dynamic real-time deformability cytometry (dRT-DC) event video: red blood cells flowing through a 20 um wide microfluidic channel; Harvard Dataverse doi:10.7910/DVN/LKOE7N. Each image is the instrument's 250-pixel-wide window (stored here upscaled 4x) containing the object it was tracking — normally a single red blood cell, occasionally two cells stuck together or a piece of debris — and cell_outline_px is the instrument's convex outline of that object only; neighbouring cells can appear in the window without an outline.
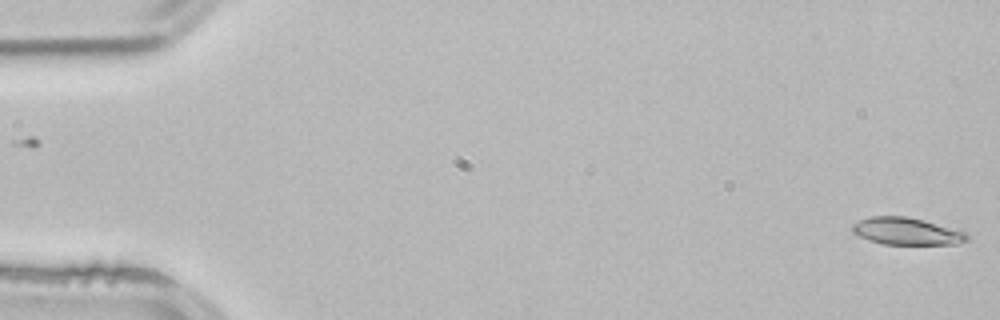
{"species": "common noctule bat (a hibernating species)", "species_latin": "Nyctalus noctula", "temperature_condition": "room temperature", "stored_images_in_passage": 52, "camera_frame_rate_fps": 3000, "um_per_image_px": 0.085, "animal": {"sex": "male", "body_mass_g": 21.5, "forearm_length_mm": 52.0}, "frame": {"image": 1, "passage_image": 1, "time_ms": 0.0, "image_size_px": [1000, 320], "cell_outline_px": [[968, 240], [956, 244], [884, 244], [868, 240], [852, 232], [852, 224], [868, 216], [908, 216], [964, 228], [968, 232]], "centroid_in_image_um": [77.18, 19.63], "position_along_channel_um": 7.8, "area_um2": 18.84}}
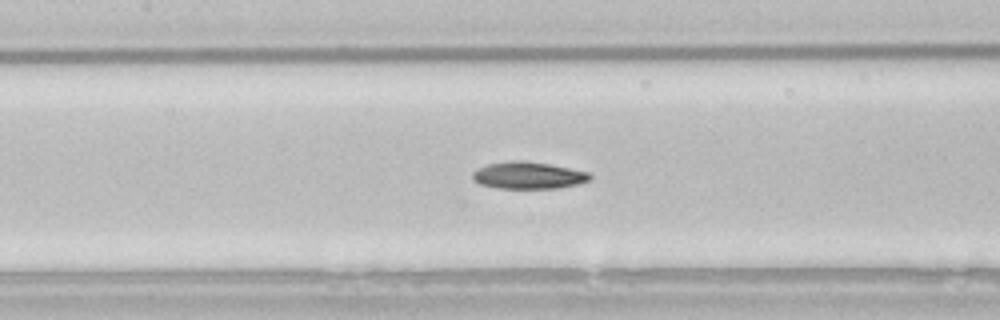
{"frame": {"image": 2, "passage_image": 24, "time_ms": 7.667, "image_size_px": [1000, 320], "cell_outline_px": [[592, 180], [580, 184], [560, 188], [496, 188], [480, 184], [472, 180], [472, 172], [488, 164], [512, 160], [520, 160], [548, 164], [588, 172], [592, 176]], "centroid_in_image_um": [44.92, 14.92], "position_along_channel_um": 162.5, "area_um2": 18.5}}
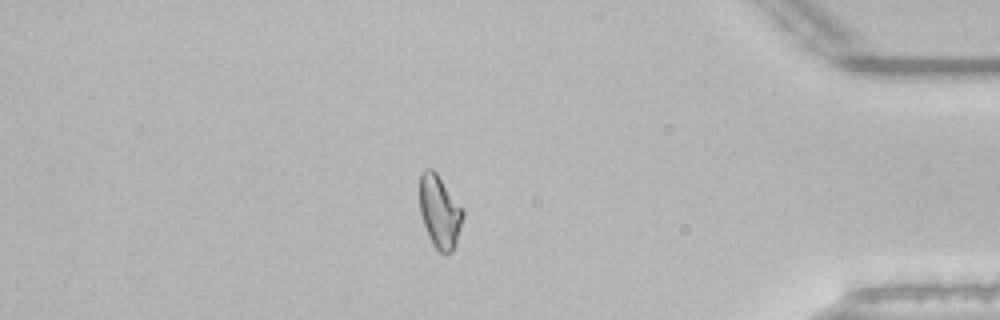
{"frame": {"image": 3, "passage_image": 45, "time_ms": 14.667, "image_size_px": [1000, 320], "cell_outline_px": [[464, 216], [456, 244], [452, 252], [440, 252], [432, 244], [428, 236], [420, 212], [420, 172], [424, 168], [432, 168], [436, 172], [464, 212]], "centroid_in_image_um": [37.36, 17.99], "position_along_channel_um": 397.8, "area_um2": 18.15}, "authors_computed_cell_mechanics": {"area_um2": 18.4671, "velocity_mm_per_s": 3.8843, "shape_relaxation_time_tau1_ms": 6.1972, "shape_relaxation_time_tau2_ms": 11.2727, "deformation_change_tau1": 0.1611, "deformation_change_tau2": 0.2237}}